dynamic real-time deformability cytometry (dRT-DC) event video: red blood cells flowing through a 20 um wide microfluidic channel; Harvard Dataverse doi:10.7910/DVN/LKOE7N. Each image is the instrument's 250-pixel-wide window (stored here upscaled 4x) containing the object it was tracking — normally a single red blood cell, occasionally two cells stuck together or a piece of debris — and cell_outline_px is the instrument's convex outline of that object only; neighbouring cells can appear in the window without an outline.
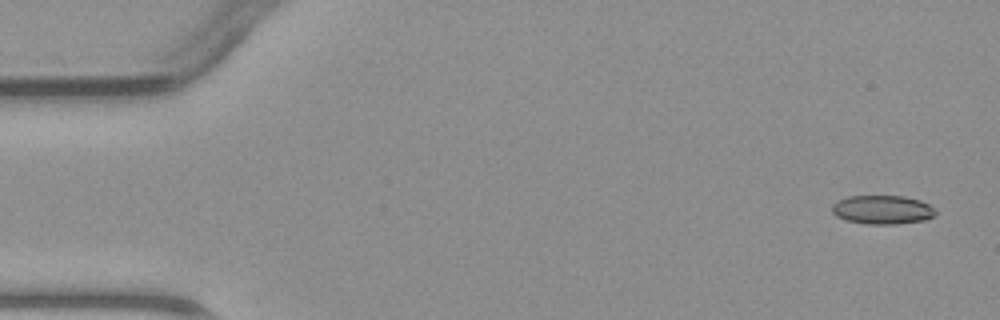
{"species": "common noctule bat (a hibernating species)", "species_latin": "Nyctalus noctula", "temperature_condition": "warm", "stored_images_in_passage": 4, "camera_frame_rate_fps": 3000, "um_per_image_px": 0.085, "animal": {"sex": "male", "body_mass_g": 23.1, "forearm_length_mm": 52.7}, "frame": {"image": 1, "passage_image": 1, "time_ms": 0.0, "image_size_px": [1000, 320], "cell_outline_px": [[936, 216], [924, 220], [896, 224], [868, 224], [844, 220], [836, 216], [832, 212], [832, 204], [848, 196], [904, 196], [920, 200], [928, 204], [936, 212]], "centroid_in_image_um": [75.0, 17.83], "position_along_channel_um": 10.0, "area_um2": 17.4}}
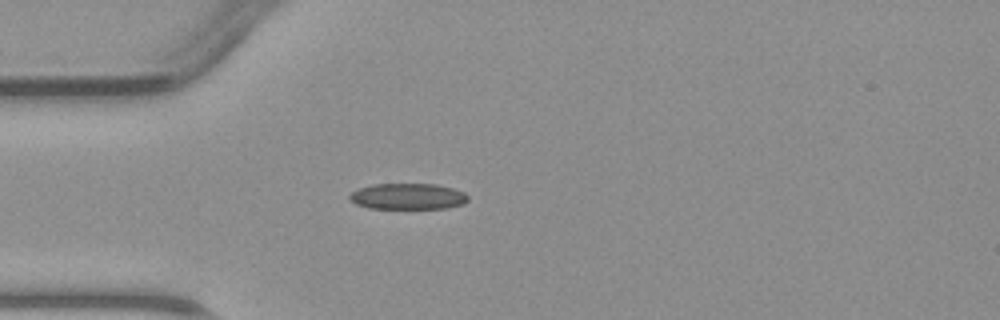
{"frame": {"image": 2, "passage_image": 4, "time_ms": 3.667, "image_size_px": [1000, 320], "cell_outline_px": [[468, 200], [464, 204], [448, 208], [368, 208], [356, 204], [348, 200], [348, 196], [356, 188], [372, 184], [436, 184], [452, 188], [464, 192], [468, 196]], "centroid_in_image_um": [34.64, 16.69], "position_along_channel_um": 50.4, "area_um2": 18.15}}